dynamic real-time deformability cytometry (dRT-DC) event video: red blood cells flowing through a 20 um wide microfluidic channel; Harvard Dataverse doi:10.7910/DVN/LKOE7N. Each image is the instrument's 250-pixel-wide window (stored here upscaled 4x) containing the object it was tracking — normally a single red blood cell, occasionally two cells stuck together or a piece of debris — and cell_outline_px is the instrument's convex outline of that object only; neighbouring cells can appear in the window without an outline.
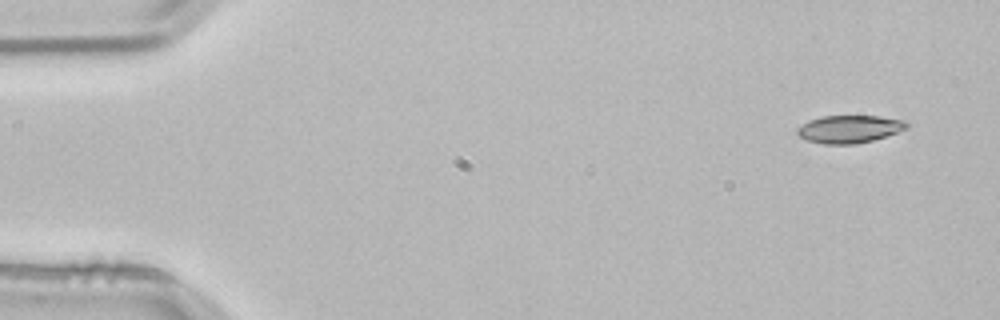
{"species": "common noctule bat (a hibernating species)", "species_latin": "Nyctalus noctula", "temperature_condition": "room temperature", "stored_images_in_passage": 4, "camera_frame_rate_fps": 3000, "um_per_image_px": 0.085, "animal": {"sex": "male", "body_mass_g": 21.5, "forearm_length_mm": 52.0}, "frame": {"image": 1, "passage_image": 1, "time_ms": 0.0, "image_size_px": [1000, 320], "cell_outline_px": [[908, 128], [872, 140], [856, 144], [824, 144], [808, 140], [800, 136], [796, 132], [796, 128], [800, 124], [808, 120], [820, 116], [880, 116], [908, 120]], "centroid_in_image_um": [72.18, 10.95], "position_along_channel_um": 12.8, "area_um2": 17.74}}
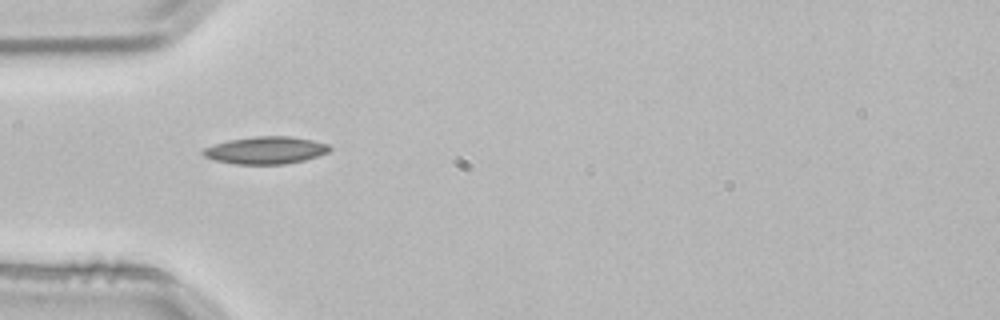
{"frame": {"image": 2, "passage_image": 3, "time_ms": 0.667, "image_size_px": [1000, 320], "cell_outline_px": [[332, 148], [328, 152], [304, 160], [284, 164], [236, 164], [216, 160], [204, 156], [200, 152], [204, 148], [212, 144], [228, 140], [256, 136], [292, 136], [312, 140], [328, 144]], "centroid_in_image_um": [22.56, 12.76], "position_along_channel_um": 62.4, "area_um2": 20.17}}